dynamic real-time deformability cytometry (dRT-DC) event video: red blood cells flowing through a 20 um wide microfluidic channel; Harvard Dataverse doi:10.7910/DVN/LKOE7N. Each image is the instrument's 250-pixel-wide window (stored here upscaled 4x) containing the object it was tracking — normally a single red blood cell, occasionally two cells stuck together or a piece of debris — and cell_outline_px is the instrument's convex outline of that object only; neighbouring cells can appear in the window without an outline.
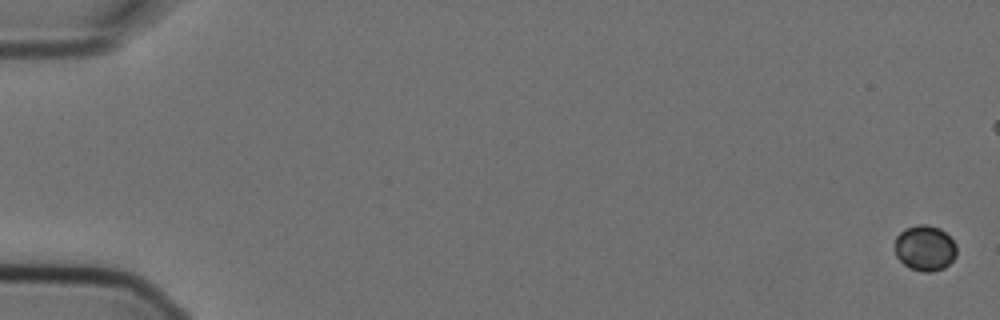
{"species": "Egyptian fruit bat (a non-hibernating species)", "species_latin": "Rousettus aegyptiacus", "temperature_condition": "cold", "stored_images_in_passage": 9, "segment_of_instrument_passage": [1, 2], "camera_frame_rate_fps": 3000, "um_per_image_px": 0.085, "animal": {"sex": "female"}, "frame": {"image": 1, "passage_image": 1, "time_ms": 0.0, "image_size_px": [1000, 320], "cell_outline_px": [[956, 256], [944, 268], [932, 272], [924, 272], [912, 268], [904, 264], [896, 256], [896, 236], [904, 228], [916, 224], [928, 224], [940, 228], [956, 244]], "centroid_in_image_um": [78.62, 21.07], "position_along_channel_um": 6.4, "area_um2": 16.36}}
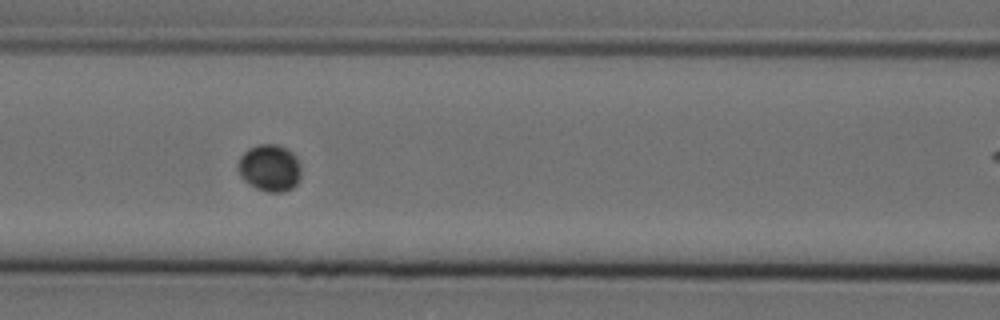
{"frame": {"image": 2, "passage_image": 7, "time_ms": 2.0, "image_size_px": [1000, 320], "cell_outline_px": [[300, 180], [292, 188], [280, 192], [268, 192], [256, 188], [248, 184], [240, 176], [236, 168], [236, 164], [240, 156], [248, 148], [260, 144], [276, 144], [292, 152], [296, 156], [300, 164]], "centroid_in_image_um": [22.89, 14.27], "position_along_channel_um": 143.7, "area_um2": 17.46}}
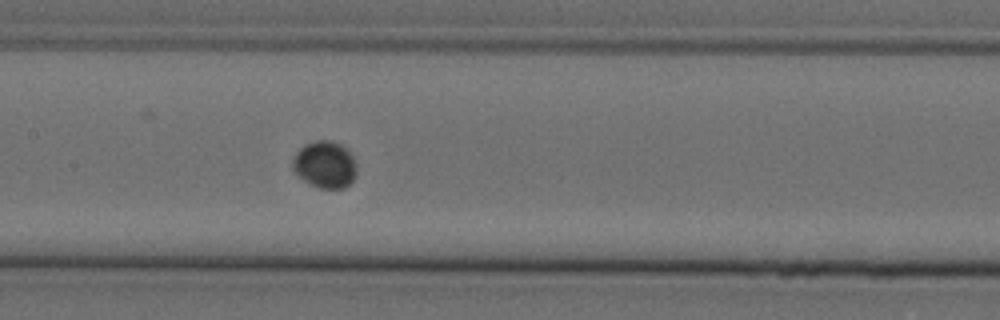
{"frame": {"image": 3, "passage_image": 8, "time_ms": 2.333, "image_size_px": [1000, 320], "cell_outline_px": [[356, 176], [344, 188], [320, 188], [308, 184], [292, 168], [292, 160], [296, 152], [304, 144], [316, 140], [332, 140], [340, 144], [352, 156], [356, 164]], "centroid_in_image_um": [27.6, 13.98], "position_along_channel_um": 179.8, "area_um2": 17.46}}